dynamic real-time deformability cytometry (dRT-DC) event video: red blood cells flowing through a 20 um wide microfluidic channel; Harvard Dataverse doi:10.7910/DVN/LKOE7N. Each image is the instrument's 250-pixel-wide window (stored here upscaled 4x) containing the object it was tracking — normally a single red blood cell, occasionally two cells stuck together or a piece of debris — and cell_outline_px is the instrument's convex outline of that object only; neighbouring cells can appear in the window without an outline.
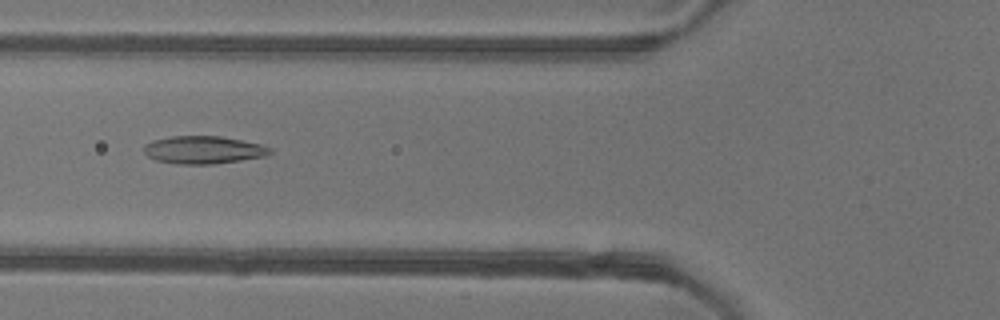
{"species": "common noctule bat (a hibernating species)", "species_latin": "Nyctalus noctula", "temperature_condition": "warm", "stored_images_in_passage": 53, "camera_frame_rate_fps": 3000, "um_per_image_px": 0.085, "animal": {"sex": "female"}, "frame": {"image": 1, "passage_image": 20, "time_ms": 6.333, "image_size_px": [1000, 320], "cell_outline_px": [[272, 152], [264, 156], [240, 160], [212, 164], [176, 164], [156, 160], [148, 156], [144, 152], [144, 144], [152, 140], [172, 136], [220, 136], [260, 144], [272, 148]], "centroid_in_image_um": [17.26, 12.74], "position_along_channel_um": 108.5, "area_um2": 20.29}}
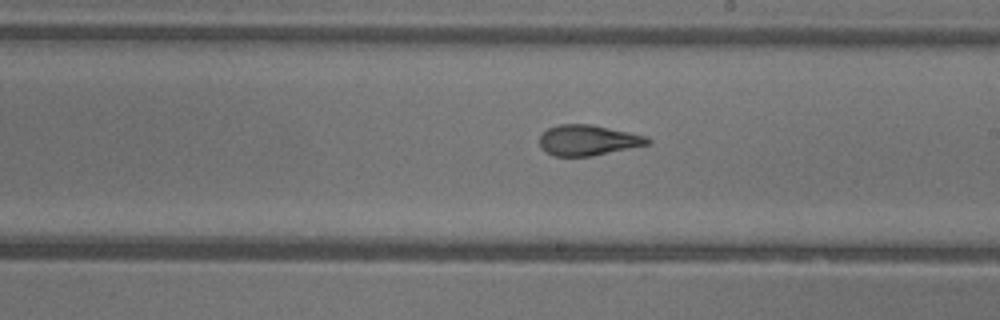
{"frame": {"image": 2, "passage_image": 30, "time_ms": 9.667, "image_size_px": [1000, 320], "cell_outline_px": [[652, 140], [648, 144], [592, 156], [552, 156], [540, 148], [540, 136], [548, 128], [560, 124], [592, 124], [648, 136]], "centroid_in_image_um": [49.97, 11.91], "position_along_channel_um": 239.0, "area_um2": 19.25}}
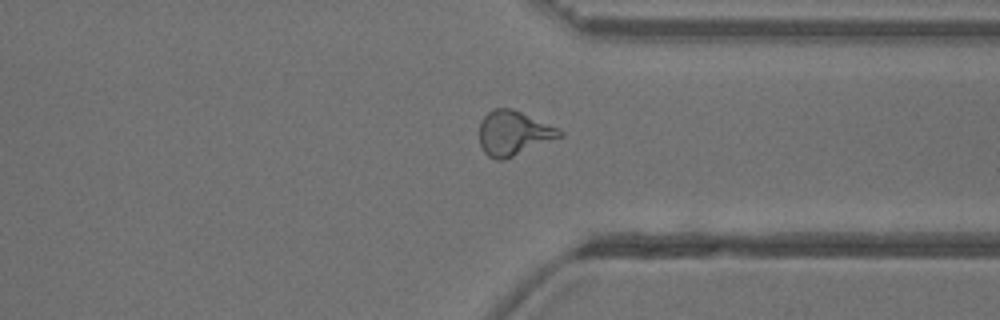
{"frame": {"image": 3, "passage_image": 40, "time_ms": 13.0, "image_size_px": [1000, 320], "cell_outline_px": [[564, 136], [504, 160], [496, 160], [488, 156], [484, 152], [480, 144], [480, 120], [492, 108], [512, 108], [556, 128], [564, 132]], "centroid_in_image_um": [43.63, 11.33], "position_along_channel_um": 367.8, "area_um2": 20.75}, "authors_computed_cell_mechanics": {"area_um2": 20.6346, "velocity_mm_per_s": 3.9074, "shape_relaxation_time_tau1_ms": 4.9637, "shape_relaxation_time_tau2_ms": 1.5881, "deformation_change_tau1": 0.1945, "deformation_change_tau2": 0.107}}